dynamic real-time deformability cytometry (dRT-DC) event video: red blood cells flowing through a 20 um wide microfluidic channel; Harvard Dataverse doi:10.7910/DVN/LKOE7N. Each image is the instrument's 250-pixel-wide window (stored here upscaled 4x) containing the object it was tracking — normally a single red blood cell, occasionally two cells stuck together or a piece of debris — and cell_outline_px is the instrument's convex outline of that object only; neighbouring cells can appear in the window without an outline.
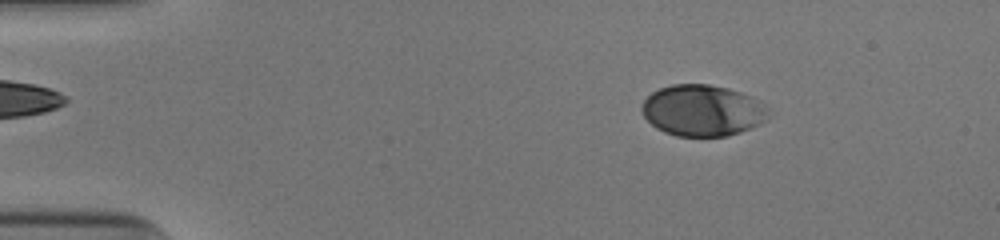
{"species": "human", "species_latin": "Homo sapiens", "temperature_condition": "cold", "stored_images_in_passage": 52, "camera_frame_rate_fps": 3000, "um_per_image_px": 0.085, "donor": {"sex": "male"}, "frame": {"image": 1, "passage_image": 8, "time_ms": 2.333, "image_size_px": [1000, 240], "cell_outline_px": [[768, 120], [760, 124], [740, 132], [728, 136], [676, 136], [664, 132], [656, 128], [644, 116], [640, 108], [644, 100], [652, 92], [660, 88], [672, 84], [708, 84], [728, 88], [752, 96], [764, 104], [768, 108]], "centroid_in_image_um": [59.72, 9.39], "position_along_channel_um": 25.3, "area_um2": 38.03}}
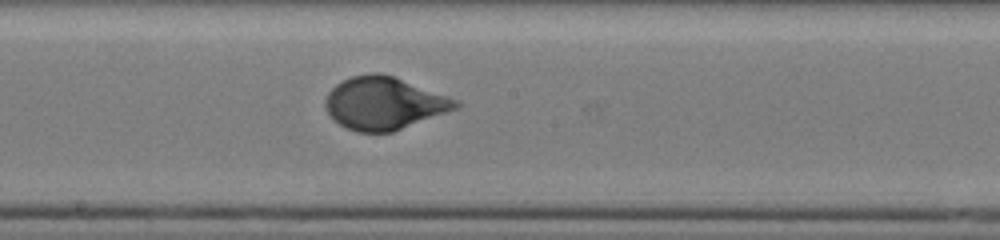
{"frame": {"image": 2, "passage_image": 29, "time_ms": 9.333, "image_size_px": [1000, 240], "cell_outline_px": [[460, 104], [456, 108], [392, 132], [356, 132], [340, 124], [328, 112], [324, 104], [324, 100], [328, 92], [336, 84], [352, 76], [372, 72], [380, 72], [392, 76], [460, 100]], "centroid_in_image_um": [32.62, 8.76], "position_along_channel_um": 215.6, "area_um2": 39.42}}
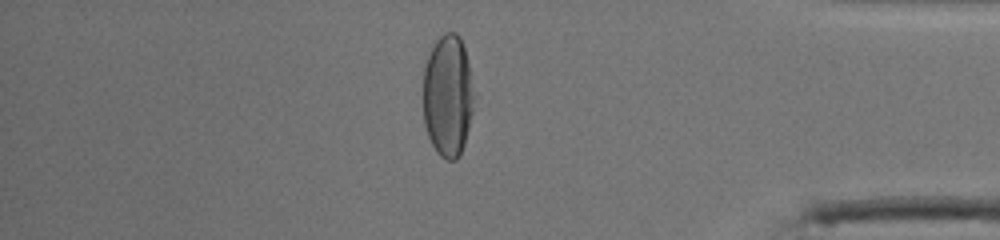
{"frame": {"image": 3, "passage_image": 45, "time_ms": 14.667, "image_size_px": [1000, 240], "cell_outline_px": [[476, 96], [464, 144], [456, 160], [448, 160], [440, 156], [436, 152], [428, 136], [424, 124], [424, 68], [428, 56], [436, 40], [444, 32], [456, 32], [460, 36], [464, 48]], "centroid_in_image_um": [38.08, 8.14], "position_along_channel_um": 397.1, "area_um2": 36.24}, "authors_computed_cell_mechanics": {"area_um2": 38.9572, "velocity_mm_per_s": 3.9067, "shape_relaxation_time_tau1_ms": 4.2393, "shape_relaxation_time_tau2_ms": null, "deformation_change_tau1": 0.1819, "deformation_change_tau2": null}}